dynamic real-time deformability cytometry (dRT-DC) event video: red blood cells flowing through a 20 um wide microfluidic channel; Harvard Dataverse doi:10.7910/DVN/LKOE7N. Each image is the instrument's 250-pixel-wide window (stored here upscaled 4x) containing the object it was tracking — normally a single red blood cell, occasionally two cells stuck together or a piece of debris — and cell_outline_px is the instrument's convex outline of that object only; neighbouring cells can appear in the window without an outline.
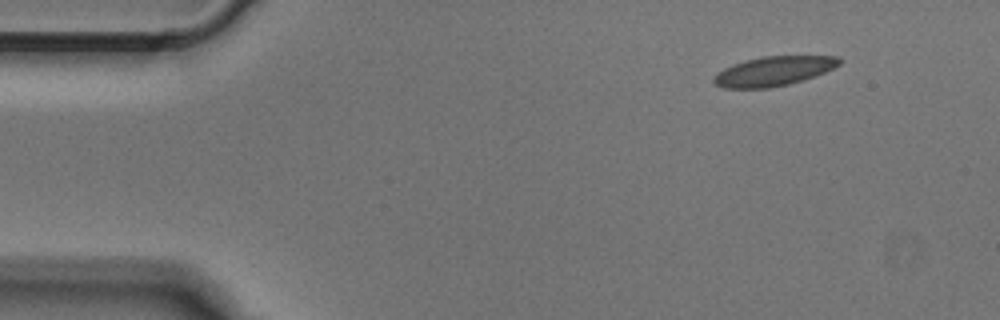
{"species": "Egyptian fruit bat (a non-hibernating species)", "species_latin": "Rousettus aegyptiacus", "temperature_condition": "cold", "stored_images_in_passage": 4, "camera_frame_rate_fps": 3000, "um_per_image_px": 0.085, "animal": {"sex": "male"}, "frame": {"image": 1, "passage_image": 1, "time_ms": 0.0, "image_size_px": [1000, 320], "cell_outline_px": [[840, 64], [816, 76], [804, 80], [788, 84], [768, 88], [724, 88], [716, 84], [712, 80], [716, 72], [732, 64], [744, 60], [764, 56], [840, 56]], "centroid_in_image_um": [65.73, 6.04], "position_along_channel_um": 19.3, "area_um2": 21.56}}
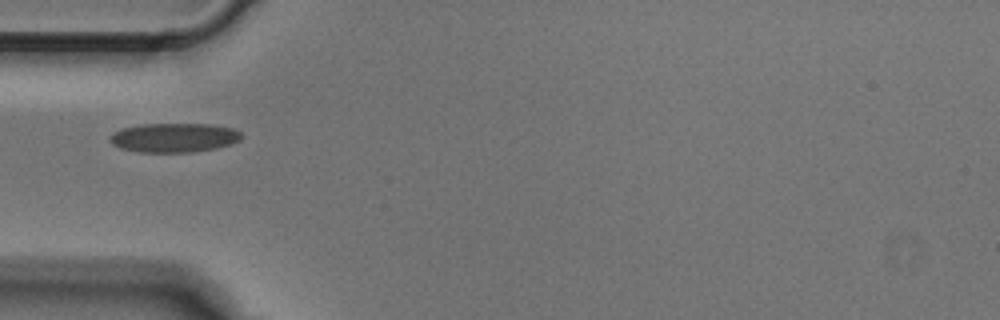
{"frame": {"image": 2, "passage_image": 4, "time_ms": 1.0, "image_size_px": [1000, 320], "cell_outline_px": [[240, 140], [216, 148], [196, 152], [136, 152], [120, 148], [112, 144], [108, 140], [108, 136], [112, 132], [120, 128], [144, 124], [212, 124], [232, 128], [240, 132]], "centroid_in_image_um": [14.72, 11.7], "position_along_channel_um": 70.3, "area_um2": 22.54}}